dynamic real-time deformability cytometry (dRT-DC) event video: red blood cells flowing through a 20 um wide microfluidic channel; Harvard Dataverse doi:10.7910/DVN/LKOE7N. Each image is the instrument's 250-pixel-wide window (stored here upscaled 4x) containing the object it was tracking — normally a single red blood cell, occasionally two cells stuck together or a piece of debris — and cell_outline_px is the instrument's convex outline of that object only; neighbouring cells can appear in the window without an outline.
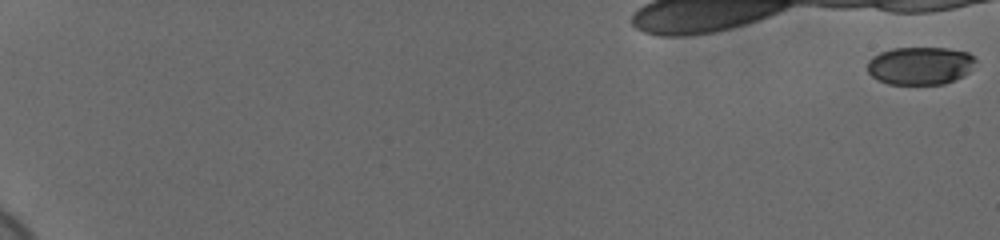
{"species": "human", "species_latin": "Homo sapiens", "temperature_condition": "cold", "stored_images_in_passage": 12, "camera_frame_rate_fps": 3000, "um_per_image_px": 0.085, "donor": {"sex": "female"}, "frame": {"image": 1, "passage_image": 1, "time_ms": 0.0, "image_size_px": [1000, 240], "cell_outline_px": [[976, 60], [968, 72], [964, 76], [944, 84], [888, 84], [872, 76], [868, 72], [868, 60], [872, 56], [880, 52], [892, 48], [948, 48], [968, 52]], "centroid_in_image_um": [78.2, 5.58], "position_along_channel_um": 6.8, "area_um2": 23.87}}